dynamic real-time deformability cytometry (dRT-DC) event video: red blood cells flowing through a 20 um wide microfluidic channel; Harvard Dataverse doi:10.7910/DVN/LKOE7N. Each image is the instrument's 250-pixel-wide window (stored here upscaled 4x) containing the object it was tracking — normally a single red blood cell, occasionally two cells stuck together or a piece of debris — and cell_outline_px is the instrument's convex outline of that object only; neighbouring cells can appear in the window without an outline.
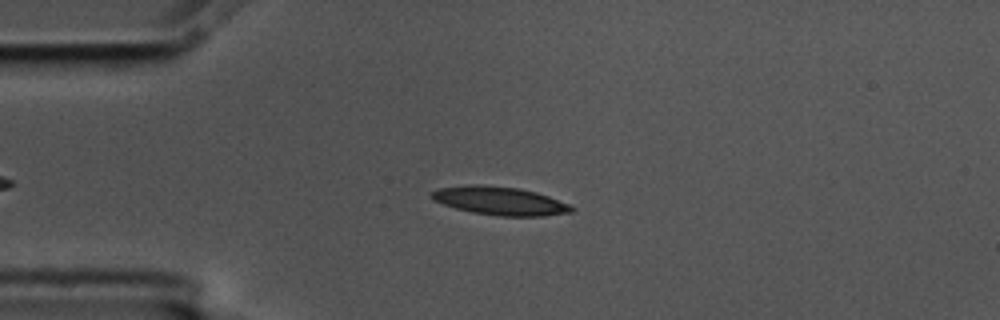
{"species": "common noctule bat (a hibernating species)", "species_latin": "Nyctalus noctula", "temperature_condition": "cold", "stored_images_in_passage": 51, "camera_frame_rate_fps": 3000, "um_per_image_px": 0.085, "animal": {"sex": "male", "body_mass_g": 17.5, "forearm_length_mm": 52.3}, "frame": {"image": 1, "passage_image": 13, "time_ms": 4.0, "image_size_px": [1000, 320], "cell_outline_px": [[576, 208], [572, 212], [544, 216], [500, 216], [472, 212], [456, 208], [432, 200], [432, 192], [440, 188], [468, 184], [484, 184], [520, 188], [536, 192], [548, 196], [568, 204]], "centroid_in_image_um": [42.51, 17.06], "position_along_channel_um": 42.5, "area_um2": 23.12}}
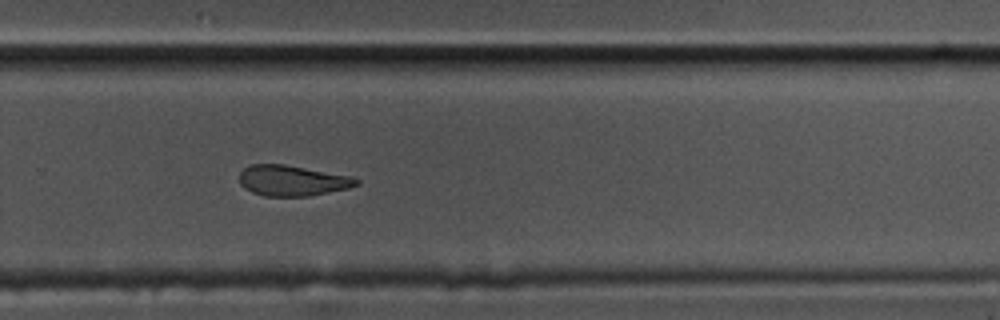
{"frame": {"image": 2, "passage_image": 37, "time_ms": 12.0, "image_size_px": [1000, 320], "cell_outline_px": [[360, 184], [348, 188], [308, 196], [264, 196], [252, 192], [244, 188], [240, 184], [240, 172], [248, 164], [284, 164], [352, 176], [360, 180]], "centroid_in_image_um": [24.84, 15.34], "position_along_channel_um": 305.0, "area_um2": 20.92}}
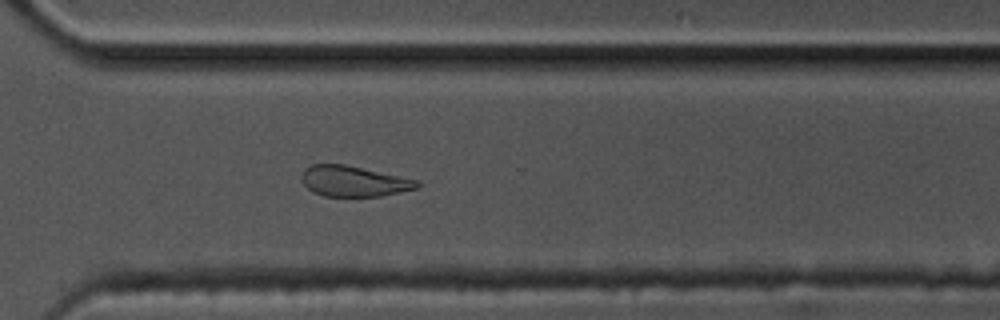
{"frame": {"image": 3, "passage_image": 40, "time_ms": 13.0, "image_size_px": [1000, 320], "cell_outline_px": [[420, 184], [416, 188], [380, 196], [324, 196], [312, 192], [300, 180], [300, 176], [304, 168], [312, 164], [344, 164], [420, 180]], "centroid_in_image_um": [30.02, 15.39], "position_along_channel_um": 340.6, "area_um2": 20.63}, "authors_computed_cell_mechanics": {"area_um2": 21.964, "velocity_mm_per_s": 3.5468, "shape_relaxation_time_tau1_ms": 2.653, "shape_relaxation_time_tau2_ms": 10.2619, "deformation_change_tau1": 0.119, "deformation_change_tau2": 0.2125}}